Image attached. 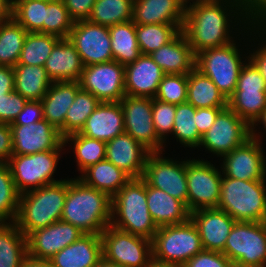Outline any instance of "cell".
Returning a JSON list of instances; mask_svg holds the SVG:
<instances>
[{
	"label": "cell",
	"mask_w": 266,
	"mask_h": 267,
	"mask_svg": "<svg viewBox=\"0 0 266 267\" xmlns=\"http://www.w3.org/2000/svg\"><path fill=\"white\" fill-rule=\"evenodd\" d=\"M225 108H197L196 126L198 133L203 136L214 124L217 115Z\"/></svg>",
	"instance_id": "53"
},
{
	"label": "cell",
	"mask_w": 266,
	"mask_h": 267,
	"mask_svg": "<svg viewBox=\"0 0 266 267\" xmlns=\"http://www.w3.org/2000/svg\"><path fill=\"white\" fill-rule=\"evenodd\" d=\"M43 107L41 101H27L22 111L10 125H28L43 120Z\"/></svg>",
	"instance_id": "51"
},
{
	"label": "cell",
	"mask_w": 266,
	"mask_h": 267,
	"mask_svg": "<svg viewBox=\"0 0 266 267\" xmlns=\"http://www.w3.org/2000/svg\"><path fill=\"white\" fill-rule=\"evenodd\" d=\"M27 33L13 17L0 24V66L17 65Z\"/></svg>",
	"instance_id": "35"
},
{
	"label": "cell",
	"mask_w": 266,
	"mask_h": 267,
	"mask_svg": "<svg viewBox=\"0 0 266 267\" xmlns=\"http://www.w3.org/2000/svg\"><path fill=\"white\" fill-rule=\"evenodd\" d=\"M192 1V0H183L185 6H188V3ZM225 1H244V0H193L192 3L190 4H195V3H199V2H225Z\"/></svg>",
	"instance_id": "62"
},
{
	"label": "cell",
	"mask_w": 266,
	"mask_h": 267,
	"mask_svg": "<svg viewBox=\"0 0 266 267\" xmlns=\"http://www.w3.org/2000/svg\"><path fill=\"white\" fill-rule=\"evenodd\" d=\"M148 267H180V266H174V265H167V264H159L154 261H152Z\"/></svg>",
	"instance_id": "63"
},
{
	"label": "cell",
	"mask_w": 266,
	"mask_h": 267,
	"mask_svg": "<svg viewBox=\"0 0 266 267\" xmlns=\"http://www.w3.org/2000/svg\"><path fill=\"white\" fill-rule=\"evenodd\" d=\"M266 40L263 41V45L258 48L253 54L251 53L247 59L259 70L266 84Z\"/></svg>",
	"instance_id": "56"
},
{
	"label": "cell",
	"mask_w": 266,
	"mask_h": 267,
	"mask_svg": "<svg viewBox=\"0 0 266 267\" xmlns=\"http://www.w3.org/2000/svg\"><path fill=\"white\" fill-rule=\"evenodd\" d=\"M20 267H52L51 263L46 260L34 259L27 256L21 263Z\"/></svg>",
	"instance_id": "59"
},
{
	"label": "cell",
	"mask_w": 266,
	"mask_h": 267,
	"mask_svg": "<svg viewBox=\"0 0 266 267\" xmlns=\"http://www.w3.org/2000/svg\"><path fill=\"white\" fill-rule=\"evenodd\" d=\"M196 108L188 102L176 105L172 134L185 147L196 148L201 144L202 136L198 133Z\"/></svg>",
	"instance_id": "40"
},
{
	"label": "cell",
	"mask_w": 266,
	"mask_h": 267,
	"mask_svg": "<svg viewBox=\"0 0 266 267\" xmlns=\"http://www.w3.org/2000/svg\"><path fill=\"white\" fill-rule=\"evenodd\" d=\"M160 152L150 153L142 179L147 185L159 190H163L172 197L184 202L187 206V178L186 163L187 161H174L160 155Z\"/></svg>",
	"instance_id": "13"
},
{
	"label": "cell",
	"mask_w": 266,
	"mask_h": 267,
	"mask_svg": "<svg viewBox=\"0 0 266 267\" xmlns=\"http://www.w3.org/2000/svg\"><path fill=\"white\" fill-rule=\"evenodd\" d=\"M265 181H245L222 176L217 208L235 221L266 222Z\"/></svg>",
	"instance_id": "5"
},
{
	"label": "cell",
	"mask_w": 266,
	"mask_h": 267,
	"mask_svg": "<svg viewBox=\"0 0 266 267\" xmlns=\"http://www.w3.org/2000/svg\"><path fill=\"white\" fill-rule=\"evenodd\" d=\"M151 249L152 261L180 267L204 250L191 219L182 224L158 227L151 240Z\"/></svg>",
	"instance_id": "6"
},
{
	"label": "cell",
	"mask_w": 266,
	"mask_h": 267,
	"mask_svg": "<svg viewBox=\"0 0 266 267\" xmlns=\"http://www.w3.org/2000/svg\"><path fill=\"white\" fill-rule=\"evenodd\" d=\"M247 62L241 68L235 91H266V84L259 70L249 59Z\"/></svg>",
	"instance_id": "48"
},
{
	"label": "cell",
	"mask_w": 266,
	"mask_h": 267,
	"mask_svg": "<svg viewBox=\"0 0 266 267\" xmlns=\"http://www.w3.org/2000/svg\"><path fill=\"white\" fill-rule=\"evenodd\" d=\"M67 195V180L20 194L17 227L27 237L31 232L59 221Z\"/></svg>",
	"instance_id": "4"
},
{
	"label": "cell",
	"mask_w": 266,
	"mask_h": 267,
	"mask_svg": "<svg viewBox=\"0 0 266 267\" xmlns=\"http://www.w3.org/2000/svg\"><path fill=\"white\" fill-rule=\"evenodd\" d=\"M204 250L223 252L235 220L218 208L197 209L190 213Z\"/></svg>",
	"instance_id": "20"
},
{
	"label": "cell",
	"mask_w": 266,
	"mask_h": 267,
	"mask_svg": "<svg viewBox=\"0 0 266 267\" xmlns=\"http://www.w3.org/2000/svg\"><path fill=\"white\" fill-rule=\"evenodd\" d=\"M14 91V70L13 67L0 66V96Z\"/></svg>",
	"instance_id": "55"
},
{
	"label": "cell",
	"mask_w": 266,
	"mask_h": 267,
	"mask_svg": "<svg viewBox=\"0 0 266 267\" xmlns=\"http://www.w3.org/2000/svg\"><path fill=\"white\" fill-rule=\"evenodd\" d=\"M124 130L151 153L163 151L152 120V98L126 95L120 101Z\"/></svg>",
	"instance_id": "14"
},
{
	"label": "cell",
	"mask_w": 266,
	"mask_h": 267,
	"mask_svg": "<svg viewBox=\"0 0 266 267\" xmlns=\"http://www.w3.org/2000/svg\"><path fill=\"white\" fill-rule=\"evenodd\" d=\"M259 122H260V124L263 123L264 129L266 131V107L264 109H262L261 112L249 124V138H251L252 140L261 142V139H259V138H261V136L259 137L258 136L259 134H257V133L255 134L257 129L254 130L255 126L258 125Z\"/></svg>",
	"instance_id": "57"
},
{
	"label": "cell",
	"mask_w": 266,
	"mask_h": 267,
	"mask_svg": "<svg viewBox=\"0 0 266 267\" xmlns=\"http://www.w3.org/2000/svg\"><path fill=\"white\" fill-rule=\"evenodd\" d=\"M188 75L165 74L162 78L155 99L179 105L187 102Z\"/></svg>",
	"instance_id": "46"
},
{
	"label": "cell",
	"mask_w": 266,
	"mask_h": 267,
	"mask_svg": "<svg viewBox=\"0 0 266 267\" xmlns=\"http://www.w3.org/2000/svg\"><path fill=\"white\" fill-rule=\"evenodd\" d=\"M13 155L10 124L0 123V163H7Z\"/></svg>",
	"instance_id": "54"
},
{
	"label": "cell",
	"mask_w": 266,
	"mask_h": 267,
	"mask_svg": "<svg viewBox=\"0 0 266 267\" xmlns=\"http://www.w3.org/2000/svg\"><path fill=\"white\" fill-rule=\"evenodd\" d=\"M14 70V90L28 101H41L52 81L44 66L17 64Z\"/></svg>",
	"instance_id": "31"
},
{
	"label": "cell",
	"mask_w": 266,
	"mask_h": 267,
	"mask_svg": "<svg viewBox=\"0 0 266 267\" xmlns=\"http://www.w3.org/2000/svg\"><path fill=\"white\" fill-rule=\"evenodd\" d=\"M182 29L176 24H136L137 41L143 55H149L172 41Z\"/></svg>",
	"instance_id": "37"
},
{
	"label": "cell",
	"mask_w": 266,
	"mask_h": 267,
	"mask_svg": "<svg viewBox=\"0 0 266 267\" xmlns=\"http://www.w3.org/2000/svg\"><path fill=\"white\" fill-rule=\"evenodd\" d=\"M149 56L165 74L188 75L195 68L196 56L183 31Z\"/></svg>",
	"instance_id": "26"
},
{
	"label": "cell",
	"mask_w": 266,
	"mask_h": 267,
	"mask_svg": "<svg viewBox=\"0 0 266 267\" xmlns=\"http://www.w3.org/2000/svg\"><path fill=\"white\" fill-rule=\"evenodd\" d=\"M123 110L119 102H100L78 132L108 142L124 133Z\"/></svg>",
	"instance_id": "24"
},
{
	"label": "cell",
	"mask_w": 266,
	"mask_h": 267,
	"mask_svg": "<svg viewBox=\"0 0 266 267\" xmlns=\"http://www.w3.org/2000/svg\"><path fill=\"white\" fill-rule=\"evenodd\" d=\"M99 104L100 101L92 93L80 89L66 113L64 137L79 132Z\"/></svg>",
	"instance_id": "42"
},
{
	"label": "cell",
	"mask_w": 266,
	"mask_h": 267,
	"mask_svg": "<svg viewBox=\"0 0 266 267\" xmlns=\"http://www.w3.org/2000/svg\"><path fill=\"white\" fill-rule=\"evenodd\" d=\"M186 6L183 0H134L135 24H176L183 29Z\"/></svg>",
	"instance_id": "23"
},
{
	"label": "cell",
	"mask_w": 266,
	"mask_h": 267,
	"mask_svg": "<svg viewBox=\"0 0 266 267\" xmlns=\"http://www.w3.org/2000/svg\"><path fill=\"white\" fill-rule=\"evenodd\" d=\"M228 16H231V19ZM234 16L239 18L240 22L242 20L241 23L245 21L244 23L246 25L249 23L250 26L255 21L254 13L244 1L199 2L188 5L182 31L187 37L194 55L235 41L229 34L231 26L229 23L232 22Z\"/></svg>",
	"instance_id": "1"
},
{
	"label": "cell",
	"mask_w": 266,
	"mask_h": 267,
	"mask_svg": "<svg viewBox=\"0 0 266 267\" xmlns=\"http://www.w3.org/2000/svg\"><path fill=\"white\" fill-rule=\"evenodd\" d=\"M82 173L78 179L87 186L107 193L111 198L131 179L106 159L86 168Z\"/></svg>",
	"instance_id": "30"
},
{
	"label": "cell",
	"mask_w": 266,
	"mask_h": 267,
	"mask_svg": "<svg viewBox=\"0 0 266 267\" xmlns=\"http://www.w3.org/2000/svg\"><path fill=\"white\" fill-rule=\"evenodd\" d=\"M59 37L39 32H28L17 64L44 66Z\"/></svg>",
	"instance_id": "38"
},
{
	"label": "cell",
	"mask_w": 266,
	"mask_h": 267,
	"mask_svg": "<svg viewBox=\"0 0 266 267\" xmlns=\"http://www.w3.org/2000/svg\"><path fill=\"white\" fill-rule=\"evenodd\" d=\"M244 2L254 15L259 13L266 6V0H244Z\"/></svg>",
	"instance_id": "60"
},
{
	"label": "cell",
	"mask_w": 266,
	"mask_h": 267,
	"mask_svg": "<svg viewBox=\"0 0 266 267\" xmlns=\"http://www.w3.org/2000/svg\"><path fill=\"white\" fill-rule=\"evenodd\" d=\"M222 175L232 179L266 180V157L260 141L249 138L223 156Z\"/></svg>",
	"instance_id": "18"
},
{
	"label": "cell",
	"mask_w": 266,
	"mask_h": 267,
	"mask_svg": "<svg viewBox=\"0 0 266 267\" xmlns=\"http://www.w3.org/2000/svg\"><path fill=\"white\" fill-rule=\"evenodd\" d=\"M70 141L74 144L75 158L81 173L106 157L105 141L90 138L78 132L64 137V144Z\"/></svg>",
	"instance_id": "39"
},
{
	"label": "cell",
	"mask_w": 266,
	"mask_h": 267,
	"mask_svg": "<svg viewBox=\"0 0 266 267\" xmlns=\"http://www.w3.org/2000/svg\"><path fill=\"white\" fill-rule=\"evenodd\" d=\"M47 0H12V17L27 31L43 33Z\"/></svg>",
	"instance_id": "41"
},
{
	"label": "cell",
	"mask_w": 266,
	"mask_h": 267,
	"mask_svg": "<svg viewBox=\"0 0 266 267\" xmlns=\"http://www.w3.org/2000/svg\"><path fill=\"white\" fill-rule=\"evenodd\" d=\"M249 139V125L229 107L223 109L214 124L202 136L201 144L209 152L223 157Z\"/></svg>",
	"instance_id": "16"
},
{
	"label": "cell",
	"mask_w": 266,
	"mask_h": 267,
	"mask_svg": "<svg viewBox=\"0 0 266 267\" xmlns=\"http://www.w3.org/2000/svg\"><path fill=\"white\" fill-rule=\"evenodd\" d=\"M74 23L63 0H47L46 15L43 21L44 34L68 38Z\"/></svg>",
	"instance_id": "45"
},
{
	"label": "cell",
	"mask_w": 266,
	"mask_h": 267,
	"mask_svg": "<svg viewBox=\"0 0 266 267\" xmlns=\"http://www.w3.org/2000/svg\"><path fill=\"white\" fill-rule=\"evenodd\" d=\"M103 257L126 267H148L152 262L151 240L109 225L100 234Z\"/></svg>",
	"instance_id": "10"
},
{
	"label": "cell",
	"mask_w": 266,
	"mask_h": 267,
	"mask_svg": "<svg viewBox=\"0 0 266 267\" xmlns=\"http://www.w3.org/2000/svg\"><path fill=\"white\" fill-rule=\"evenodd\" d=\"M228 107L249 125L266 107V91H235Z\"/></svg>",
	"instance_id": "43"
},
{
	"label": "cell",
	"mask_w": 266,
	"mask_h": 267,
	"mask_svg": "<svg viewBox=\"0 0 266 267\" xmlns=\"http://www.w3.org/2000/svg\"><path fill=\"white\" fill-rule=\"evenodd\" d=\"M236 42L207 49L196 55L195 67L208 76L228 100L235 92L242 66Z\"/></svg>",
	"instance_id": "8"
},
{
	"label": "cell",
	"mask_w": 266,
	"mask_h": 267,
	"mask_svg": "<svg viewBox=\"0 0 266 267\" xmlns=\"http://www.w3.org/2000/svg\"><path fill=\"white\" fill-rule=\"evenodd\" d=\"M218 170L207 160H187V208L190 212L203 208H217L223 176Z\"/></svg>",
	"instance_id": "11"
},
{
	"label": "cell",
	"mask_w": 266,
	"mask_h": 267,
	"mask_svg": "<svg viewBox=\"0 0 266 267\" xmlns=\"http://www.w3.org/2000/svg\"><path fill=\"white\" fill-rule=\"evenodd\" d=\"M112 198L87 186L80 179L67 180V195L61 219L84 234L100 235L111 223Z\"/></svg>",
	"instance_id": "2"
},
{
	"label": "cell",
	"mask_w": 266,
	"mask_h": 267,
	"mask_svg": "<svg viewBox=\"0 0 266 267\" xmlns=\"http://www.w3.org/2000/svg\"><path fill=\"white\" fill-rule=\"evenodd\" d=\"M62 150H48L32 155H12L7 164L17 191L22 194L61 181L52 177Z\"/></svg>",
	"instance_id": "9"
},
{
	"label": "cell",
	"mask_w": 266,
	"mask_h": 267,
	"mask_svg": "<svg viewBox=\"0 0 266 267\" xmlns=\"http://www.w3.org/2000/svg\"><path fill=\"white\" fill-rule=\"evenodd\" d=\"M83 67L80 55L69 38L59 39L44 65L52 82H79Z\"/></svg>",
	"instance_id": "25"
},
{
	"label": "cell",
	"mask_w": 266,
	"mask_h": 267,
	"mask_svg": "<svg viewBox=\"0 0 266 267\" xmlns=\"http://www.w3.org/2000/svg\"><path fill=\"white\" fill-rule=\"evenodd\" d=\"M94 267H126V266L117 265L115 263H112L111 261L106 260L104 257H102Z\"/></svg>",
	"instance_id": "61"
},
{
	"label": "cell",
	"mask_w": 266,
	"mask_h": 267,
	"mask_svg": "<svg viewBox=\"0 0 266 267\" xmlns=\"http://www.w3.org/2000/svg\"><path fill=\"white\" fill-rule=\"evenodd\" d=\"M19 198L8 164L0 163V222H15Z\"/></svg>",
	"instance_id": "44"
},
{
	"label": "cell",
	"mask_w": 266,
	"mask_h": 267,
	"mask_svg": "<svg viewBox=\"0 0 266 267\" xmlns=\"http://www.w3.org/2000/svg\"><path fill=\"white\" fill-rule=\"evenodd\" d=\"M147 206L157 227L182 224L190 219L186 204L163 190L147 185Z\"/></svg>",
	"instance_id": "29"
},
{
	"label": "cell",
	"mask_w": 266,
	"mask_h": 267,
	"mask_svg": "<svg viewBox=\"0 0 266 267\" xmlns=\"http://www.w3.org/2000/svg\"><path fill=\"white\" fill-rule=\"evenodd\" d=\"M84 233L71 223L56 221L37 229L27 236L28 256L49 261L66 246L77 241Z\"/></svg>",
	"instance_id": "19"
},
{
	"label": "cell",
	"mask_w": 266,
	"mask_h": 267,
	"mask_svg": "<svg viewBox=\"0 0 266 267\" xmlns=\"http://www.w3.org/2000/svg\"><path fill=\"white\" fill-rule=\"evenodd\" d=\"M134 0H96L87 20L111 27L132 20Z\"/></svg>",
	"instance_id": "36"
},
{
	"label": "cell",
	"mask_w": 266,
	"mask_h": 267,
	"mask_svg": "<svg viewBox=\"0 0 266 267\" xmlns=\"http://www.w3.org/2000/svg\"><path fill=\"white\" fill-rule=\"evenodd\" d=\"M27 256V237L17 224L0 222V267H20Z\"/></svg>",
	"instance_id": "33"
},
{
	"label": "cell",
	"mask_w": 266,
	"mask_h": 267,
	"mask_svg": "<svg viewBox=\"0 0 266 267\" xmlns=\"http://www.w3.org/2000/svg\"><path fill=\"white\" fill-rule=\"evenodd\" d=\"M163 70L149 55H141L125 65V93L133 97L155 98L164 77Z\"/></svg>",
	"instance_id": "22"
},
{
	"label": "cell",
	"mask_w": 266,
	"mask_h": 267,
	"mask_svg": "<svg viewBox=\"0 0 266 267\" xmlns=\"http://www.w3.org/2000/svg\"><path fill=\"white\" fill-rule=\"evenodd\" d=\"M83 66L113 60L109 28L89 20L76 21L68 36Z\"/></svg>",
	"instance_id": "15"
},
{
	"label": "cell",
	"mask_w": 266,
	"mask_h": 267,
	"mask_svg": "<svg viewBox=\"0 0 266 267\" xmlns=\"http://www.w3.org/2000/svg\"><path fill=\"white\" fill-rule=\"evenodd\" d=\"M27 101L15 90L6 96H0V123H13Z\"/></svg>",
	"instance_id": "49"
},
{
	"label": "cell",
	"mask_w": 266,
	"mask_h": 267,
	"mask_svg": "<svg viewBox=\"0 0 266 267\" xmlns=\"http://www.w3.org/2000/svg\"><path fill=\"white\" fill-rule=\"evenodd\" d=\"M80 89L78 81L52 82L41 100L44 119L57 128L63 137L66 113Z\"/></svg>",
	"instance_id": "28"
},
{
	"label": "cell",
	"mask_w": 266,
	"mask_h": 267,
	"mask_svg": "<svg viewBox=\"0 0 266 267\" xmlns=\"http://www.w3.org/2000/svg\"><path fill=\"white\" fill-rule=\"evenodd\" d=\"M176 105L152 98V120L158 138L164 143L168 133L173 132Z\"/></svg>",
	"instance_id": "47"
},
{
	"label": "cell",
	"mask_w": 266,
	"mask_h": 267,
	"mask_svg": "<svg viewBox=\"0 0 266 267\" xmlns=\"http://www.w3.org/2000/svg\"><path fill=\"white\" fill-rule=\"evenodd\" d=\"M182 267H234V265L222 252L203 250Z\"/></svg>",
	"instance_id": "50"
},
{
	"label": "cell",
	"mask_w": 266,
	"mask_h": 267,
	"mask_svg": "<svg viewBox=\"0 0 266 267\" xmlns=\"http://www.w3.org/2000/svg\"><path fill=\"white\" fill-rule=\"evenodd\" d=\"M111 204V226L152 240L158 227L147 206V184L142 178H131L112 197Z\"/></svg>",
	"instance_id": "3"
},
{
	"label": "cell",
	"mask_w": 266,
	"mask_h": 267,
	"mask_svg": "<svg viewBox=\"0 0 266 267\" xmlns=\"http://www.w3.org/2000/svg\"><path fill=\"white\" fill-rule=\"evenodd\" d=\"M222 253L234 267H266V222L236 221Z\"/></svg>",
	"instance_id": "7"
},
{
	"label": "cell",
	"mask_w": 266,
	"mask_h": 267,
	"mask_svg": "<svg viewBox=\"0 0 266 267\" xmlns=\"http://www.w3.org/2000/svg\"><path fill=\"white\" fill-rule=\"evenodd\" d=\"M69 15L76 21L87 20L96 0H63Z\"/></svg>",
	"instance_id": "52"
},
{
	"label": "cell",
	"mask_w": 266,
	"mask_h": 267,
	"mask_svg": "<svg viewBox=\"0 0 266 267\" xmlns=\"http://www.w3.org/2000/svg\"><path fill=\"white\" fill-rule=\"evenodd\" d=\"M13 155H32L38 152L64 148L60 131L43 119L28 125H10Z\"/></svg>",
	"instance_id": "17"
},
{
	"label": "cell",
	"mask_w": 266,
	"mask_h": 267,
	"mask_svg": "<svg viewBox=\"0 0 266 267\" xmlns=\"http://www.w3.org/2000/svg\"><path fill=\"white\" fill-rule=\"evenodd\" d=\"M103 257L101 236L83 234L77 241L55 254L52 267H94Z\"/></svg>",
	"instance_id": "27"
},
{
	"label": "cell",
	"mask_w": 266,
	"mask_h": 267,
	"mask_svg": "<svg viewBox=\"0 0 266 267\" xmlns=\"http://www.w3.org/2000/svg\"><path fill=\"white\" fill-rule=\"evenodd\" d=\"M113 60L127 65L142 54L137 41L136 24L130 20L109 27Z\"/></svg>",
	"instance_id": "34"
},
{
	"label": "cell",
	"mask_w": 266,
	"mask_h": 267,
	"mask_svg": "<svg viewBox=\"0 0 266 267\" xmlns=\"http://www.w3.org/2000/svg\"><path fill=\"white\" fill-rule=\"evenodd\" d=\"M79 83L100 102H119L126 96L125 65L112 60L84 66Z\"/></svg>",
	"instance_id": "12"
},
{
	"label": "cell",
	"mask_w": 266,
	"mask_h": 267,
	"mask_svg": "<svg viewBox=\"0 0 266 267\" xmlns=\"http://www.w3.org/2000/svg\"><path fill=\"white\" fill-rule=\"evenodd\" d=\"M187 102L197 108H227L228 100L196 67L188 74Z\"/></svg>",
	"instance_id": "32"
},
{
	"label": "cell",
	"mask_w": 266,
	"mask_h": 267,
	"mask_svg": "<svg viewBox=\"0 0 266 267\" xmlns=\"http://www.w3.org/2000/svg\"><path fill=\"white\" fill-rule=\"evenodd\" d=\"M12 17V0H0V24Z\"/></svg>",
	"instance_id": "58"
},
{
	"label": "cell",
	"mask_w": 266,
	"mask_h": 267,
	"mask_svg": "<svg viewBox=\"0 0 266 267\" xmlns=\"http://www.w3.org/2000/svg\"><path fill=\"white\" fill-rule=\"evenodd\" d=\"M150 153L131 135L124 132L106 142L105 159L123 170L131 178H142Z\"/></svg>",
	"instance_id": "21"
}]
</instances>
